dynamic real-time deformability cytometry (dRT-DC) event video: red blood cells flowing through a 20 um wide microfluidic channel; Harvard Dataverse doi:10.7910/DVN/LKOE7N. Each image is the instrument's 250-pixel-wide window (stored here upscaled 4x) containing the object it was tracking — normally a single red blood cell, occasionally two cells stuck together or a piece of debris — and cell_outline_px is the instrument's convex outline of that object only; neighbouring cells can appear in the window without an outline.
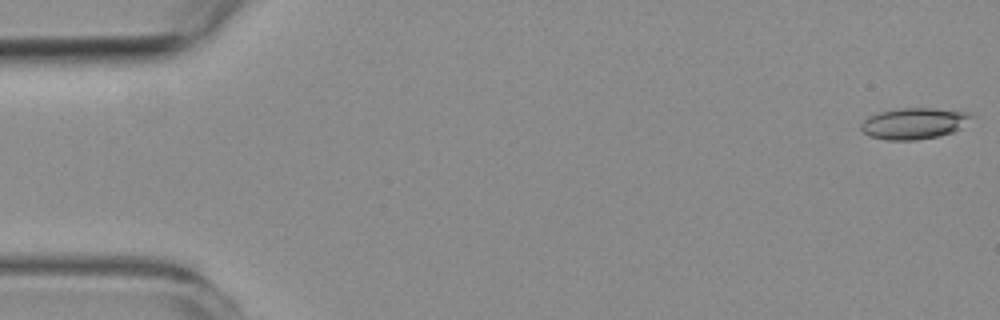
{"species": "common noctule bat (a hibernating species)", "species_latin": "Nyctalus noctula", "temperature_condition": "room temperature", "stored_images_in_passage": 55, "camera_frame_rate_fps": 3000, "um_per_image_px": 0.085, "animal": {"sex": "female", "body_mass_g": 19.3, "forearm_length_mm": 54.1}, "frame": {"image": 1, "passage_image": 1, "time_ms": 0.0, "image_size_px": [1000, 320], "cell_outline_px": [[972, 116], [960, 128], [952, 132], [936, 136], [916, 140], [888, 140], [868, 136], [860, 128], [860, 124], [868, 116], [880, 112], [900, 108], [932, 108], [972, 112]], "centroid_in_image_um": [77.66, 10.48], "position_along_channel_um": 7.3, "area_um2": 19.94}}
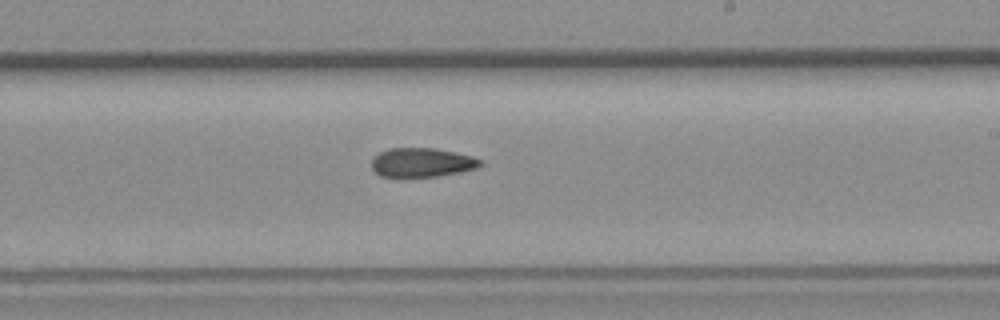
{"frame": {"image": 2, "passage_image": 32, "time_ms": 10.333, "image_size_px": [1000, 320], "cell_outline_px": [[484, 164], [476, 168], [460, 172], [436, 176], [380, 176], [372, 168], [372, 156], [388, 148], [436, 148], [472, 156], [484, 160]], "centroid_in_image_um": [35.88, 13.79], "position_along_channel_um": 253.1, "area_um2": 18.44}}
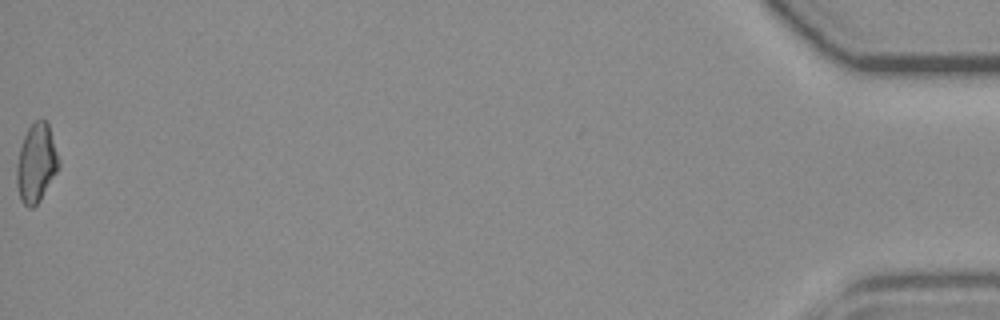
{"frame": {"image": 3, "passage_image": 55, "time_ms": 18.0, "image_size_px": [1000, 320], "cell_outline_px": [[60, 164], [56, 172], [40, 200], [32, 208], [28, 208], [20, 200], [16, 184], [16, 164], [20, 148], [24, 136], [28, 128], [36, 120], [44, 120], [48, 124], [60, 160]], "centroid_in_image_um": [3.07, 13.89], "position_along_channel_um": 432.1, "area_um2": 19.13}, "authors_computed_cell_mechanics": {"area_um2": 19.2474, "velocity_mm_per_s": 3.7528, "shape_relaxation_time_tau1_ms": null, "shape_relaxation_time_tau2_ms": 7.5061, "deformation_change_tau1": null, "deformation_change_tau2": 0.1765}}